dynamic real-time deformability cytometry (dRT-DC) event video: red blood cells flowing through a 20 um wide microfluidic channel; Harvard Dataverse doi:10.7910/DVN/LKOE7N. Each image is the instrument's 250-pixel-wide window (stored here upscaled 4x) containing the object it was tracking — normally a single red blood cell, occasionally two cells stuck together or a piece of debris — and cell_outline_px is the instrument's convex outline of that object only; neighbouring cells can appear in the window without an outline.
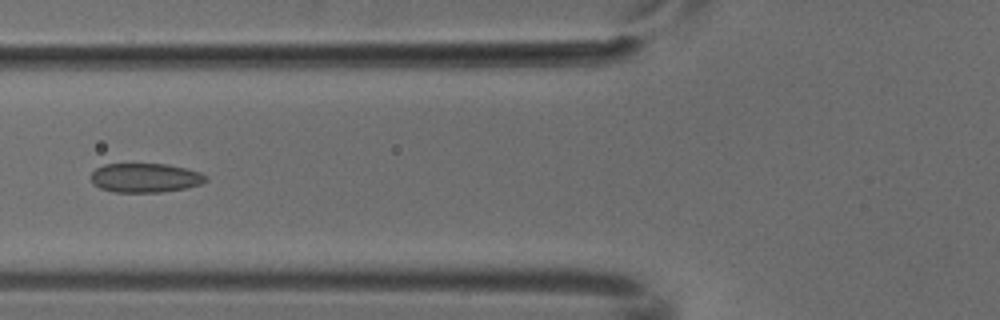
{"species": "common noctule bat (a hibernating species)", "species_latin": "Nyctalus noctula", "temperature_condition": "cold", "stored_images_in_passage": 5, "camera_frame_rate_fps": 3000, "um_per_image_px": 0.085, "animal": {"sex": "male", "body_mass_g": 18.8}, "frame": {"image": 1, "passage_image": 5, "time_ms": 1.333, "image_size_px": [1000, 320], "cell_outline_px": [[208, 180], [200, 184], [184, 188], [160, 192], [112, 192], [100, 188], [92, 184], [88, 176], [96, 168], [104, 164], [168, 164], [200, 172], [208, 176]], "centroid_in_image_um": [12.29, 15.11], "position_along_channel_um": 113.5, "area_um2": 19.71}}